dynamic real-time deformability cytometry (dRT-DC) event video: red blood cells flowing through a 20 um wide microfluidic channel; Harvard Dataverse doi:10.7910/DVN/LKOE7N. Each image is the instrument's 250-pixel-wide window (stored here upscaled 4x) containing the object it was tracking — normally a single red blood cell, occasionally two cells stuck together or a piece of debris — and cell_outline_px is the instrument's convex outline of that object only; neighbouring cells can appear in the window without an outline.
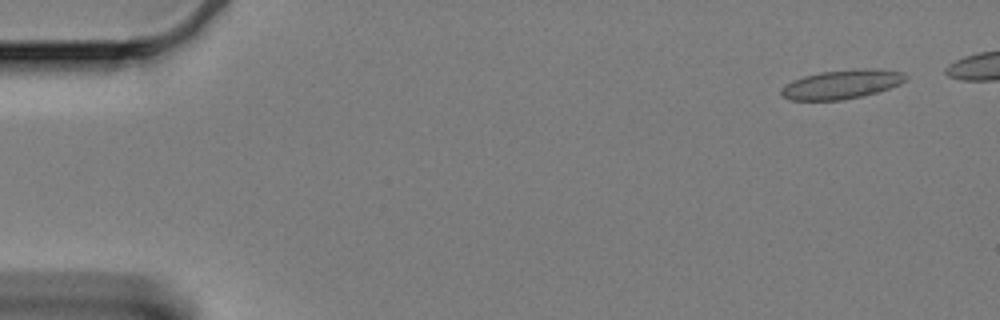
{"species": "Egyptian fruit bat (a non-hibernating species)", "species_latin": "Rousettus aegyptiacus", "temperature_condition": "cold", "stored_images_in_passage": 54, "camera_frame_rate_fps": 3000, "um_per_image_px": 0.085, "animal": {"sex": "female"}, "frame": {"image": 1, "passage_image": 4, "time_ms": 1.0, "image_size_px": [1000, 320], "cell_outline_px": [[908, 76], [900, 84], [864, 96], [840, 100], [788, 100], [780, 96], [780, 88], [792, 80], [804, 76], [820, 72], [860, 68], [872, 68], [904, 72]], "centroid_in_image_um": [71.51, 7.16], "position_along_channel_um": 13.5, "area_um2": 21.21}}
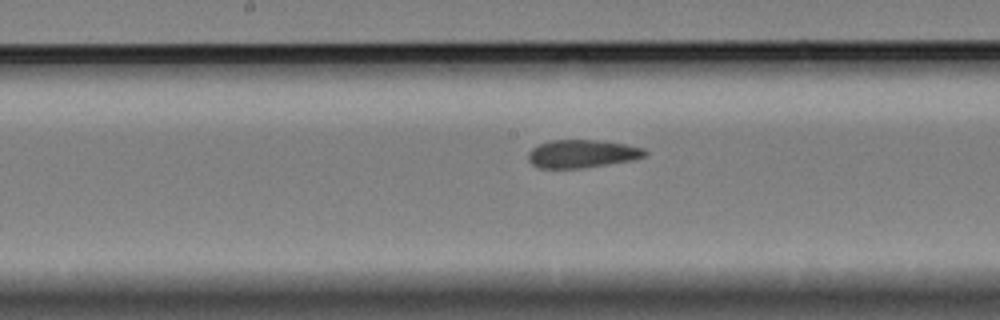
{"frame": {"image": 2, "passage_image": 31, "time_ms": 10.0, "image_size_px": [1000, 320], "cell_outline_px": [[648, 152], [644, 156], [632, 160], [580, 168], [540, 168], [532, 164], [528, 160], [528, 152], [532, 148], [548, 140], [600, 140], [624, 144], [644, 148]], "centroid_in_image_um": [49.45, 13.06], "position_along_channel_um": 198.7, "area_um2": 18.96}}
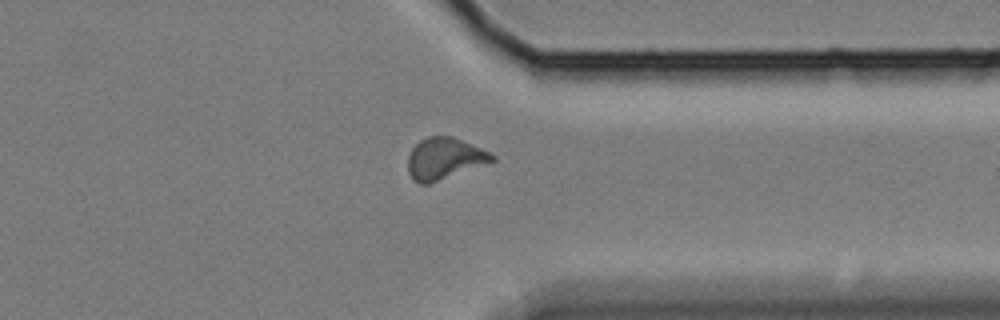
{"frame": {"image": 3, "passage_image": 47, "time_ms": 15.333, "image_size_px": [1000, 320], "cell_outline_px": [[496, 160], [428, 184], [420, 184], [412, 180], [408, 172], [408, 156], [412, 148], [420, 140], [428, 136], [452, 136], [472, 144], [496, 156]], "centroid_in_image_um": [37.74, 13.47], "position_along_channel_um": 373.7, "area_um2": 20.23}, "authors_computed_cell_mechanics": {"area_um2": 19.7098, "velocity_mm_per_s": 3.3166, "shape_relaxation_time_tau1_ms": null, "shape_relaxation_time_tau2_ms": 4.0829, "deformation_change_tau1": null, "deformation_change_tau2": 0.1009}}